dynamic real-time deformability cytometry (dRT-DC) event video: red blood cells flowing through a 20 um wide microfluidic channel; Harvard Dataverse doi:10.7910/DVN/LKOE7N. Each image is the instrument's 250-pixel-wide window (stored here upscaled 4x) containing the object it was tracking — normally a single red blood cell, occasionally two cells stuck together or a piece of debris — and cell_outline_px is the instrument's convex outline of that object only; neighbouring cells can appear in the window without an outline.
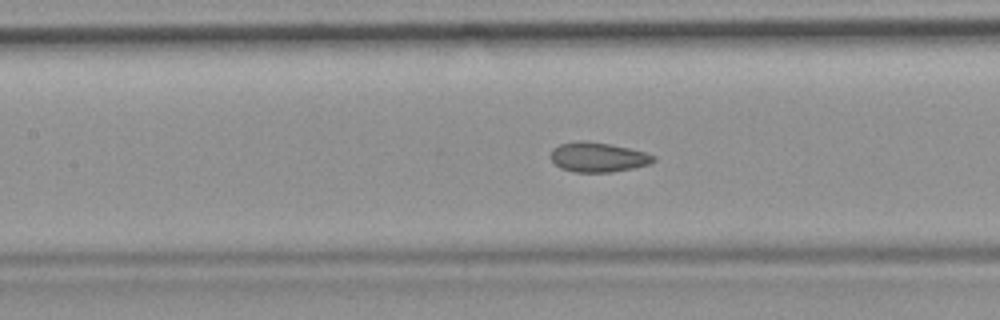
{"species": "common noctule bat (a hibernating species)", "species_latin": "Nyctalus noctula", "temperature_condition": "room temperature", "stored_images_in_passage": 52, "camera_frame_rate_fps": 3000, "um_per_image_px": 0.085, "animal": {"sex": "female", "body_mass_g": 19.9}, "frame": {"image": 1, "passage_image": 23, "time_ms": 7.333, "image_size_px": [1000, 320], "cell_outline_px": [[656, 160], [648, 164], [632, 168], [612, 172], [576, 172], [560, 168], [548, 156], [552, 148], [560, 144], [580, 140], [584, 140], [612, 144], [644, 152], [656, 156]], "centroid_in_image_um": [50.79, 13.35], "position_along_channel_um": 156.6, "area_um2": 17.86}, "authors_computed_cell_mechanics": {"area_um2": 18.4093, "velocity_mm_per_s": 3.9111, "shape_relaxation_time_tau1_ms": null, "shape_relaxation_time_tau2_ms": 1.66, "deformation_change_tau1": null, "deformation_change_tau2": 0.0637}}